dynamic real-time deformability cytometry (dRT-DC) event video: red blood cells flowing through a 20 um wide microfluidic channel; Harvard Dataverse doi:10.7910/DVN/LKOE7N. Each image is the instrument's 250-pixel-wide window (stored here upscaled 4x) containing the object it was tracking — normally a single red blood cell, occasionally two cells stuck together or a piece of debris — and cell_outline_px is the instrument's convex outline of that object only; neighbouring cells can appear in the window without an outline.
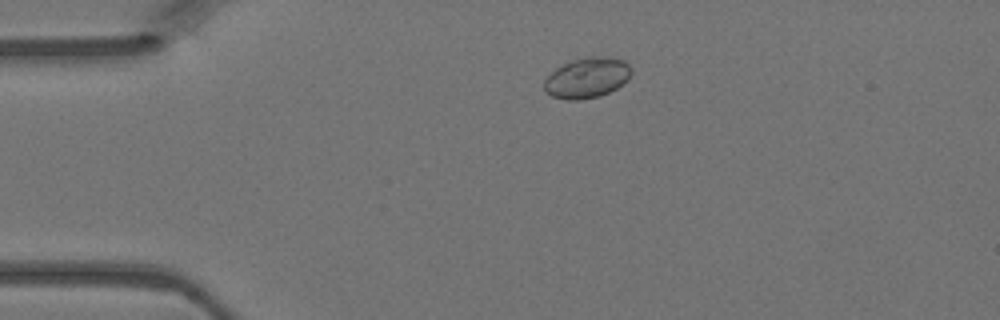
{"species": "Egyptian fruit bat (a non-hibernating species)", "species_latin": "Rousettus aegyptiacus", "temperature_condition": "warm", "stored_images_in_passage": 44, "camera_frame_rate_fps": 3000, "um_per_image_px": 0.085, "animal": {"sex": "female"}, "frame": {"image": 1, "passage_image": 7, "time_ms": 2.0, "image_size_px": [1000, 320], "cell_outline_px": [[632, 72], [628, 80], [616, 88], [600, 96], [580, 100], [568, 100], [552, 96], [544, 92], [544, 80], [556, 68], [568, 60], [588, 56], [608, 56], [624, 60], [632, 68]], "centroid_in_image_um": [49.9, 6.59], "position_along_channel_um": 35.1, "area_um2": 20.87}}
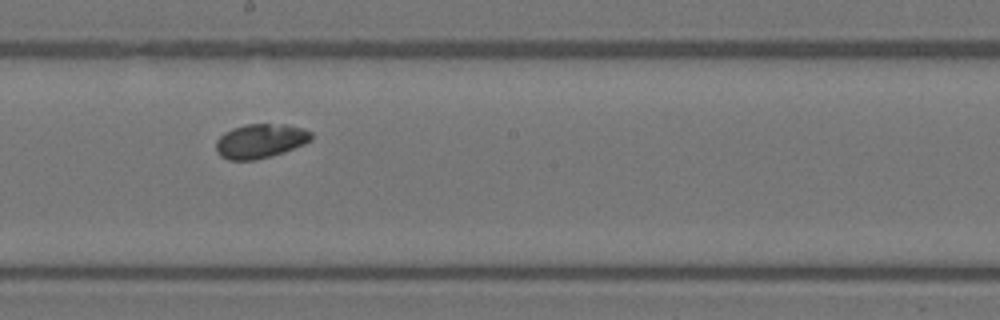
{"frame": {"image": 2, "passage_image": 23, "time_ms": 7.333, "image_size_px": [1000, 320], "cell_outline_px": [[312, 140], [304, 144], [284, 152], [272, 156], [256, 160], [228, 160], [220, 156], [216, 152], [216, 140], [224, 132], [232, 128], [244, 124], [288, 124], [304, 128], [312, 132]], "centroid_in_image_um": [22.13, 11.98], "position_along_channel_um": 226.1, "area_um2": 19.36}}
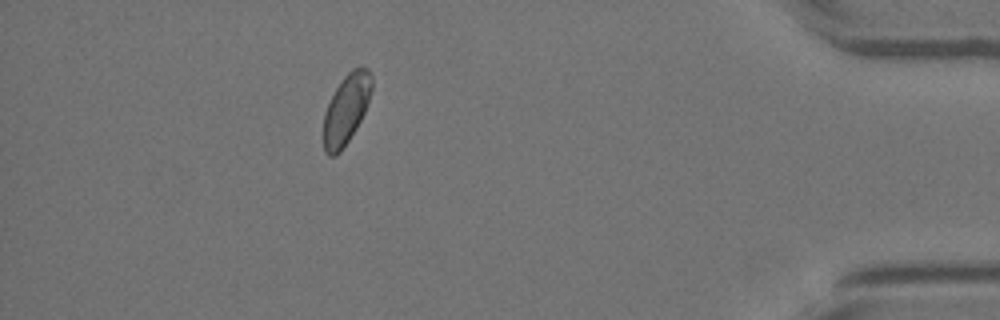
{"frame": {"image": 3, "passage_image": 39, "time_ms": 12.667, "image_size_px": [1000, 320], "cell_outline_px": [[372, 88], [364, 112], [356, 128], [340, 152], [336, 156], [328, 156], [324, 152], [324, 112], [336, 88], [344, 76], [352, 68], [368, 68], [372, 76]], "centroid_in_image_um": [29.42, 9.29], "position_along_channel_um": 405.8, "area_um2": 19.31}}